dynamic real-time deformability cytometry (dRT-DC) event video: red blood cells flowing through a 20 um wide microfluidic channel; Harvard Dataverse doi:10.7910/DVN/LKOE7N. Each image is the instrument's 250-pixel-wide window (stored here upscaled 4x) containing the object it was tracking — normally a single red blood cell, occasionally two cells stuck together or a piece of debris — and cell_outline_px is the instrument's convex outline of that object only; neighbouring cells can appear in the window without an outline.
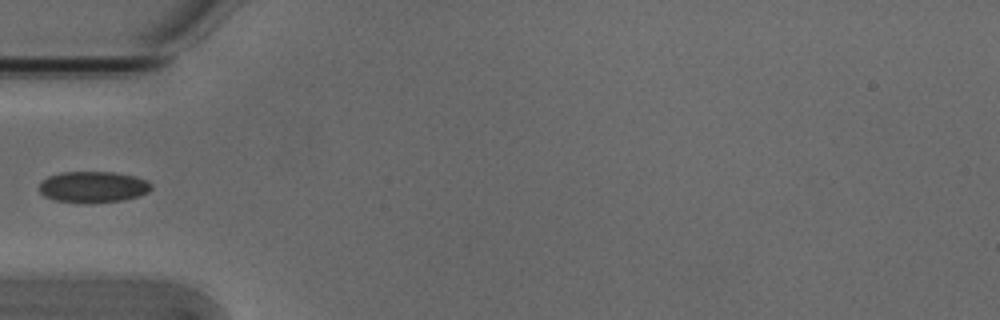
{"species": "Egyptian fruit bat (a non-hibernating species)", "species_latin": "Rousettus aegyptiacus", "temperature_condition": "cold", "stored_images_in_passage": 5, "camera_frame_rate_fps": 3000, "um_per_image_px": 0.085, "animal": {"sex": "male"}, "frame": {"image": 1, "passage_image": 5, "time_ms": 1.333, "image_size_px": [1000, 320], "cell_outline_px": [[152, 188], [148, 192], [140, 196], [124, 200], [88, 204], [52, 200], [44, 196], [40, 192], [40, 180], [48, 176], [60, 172], [112, 172], [136, 176], [148, 180], [152, 184]], "centroid_in_image_um": [7.92, 15.9], "position_along_channel_um": 77.1, "area_um2": 20.87}}